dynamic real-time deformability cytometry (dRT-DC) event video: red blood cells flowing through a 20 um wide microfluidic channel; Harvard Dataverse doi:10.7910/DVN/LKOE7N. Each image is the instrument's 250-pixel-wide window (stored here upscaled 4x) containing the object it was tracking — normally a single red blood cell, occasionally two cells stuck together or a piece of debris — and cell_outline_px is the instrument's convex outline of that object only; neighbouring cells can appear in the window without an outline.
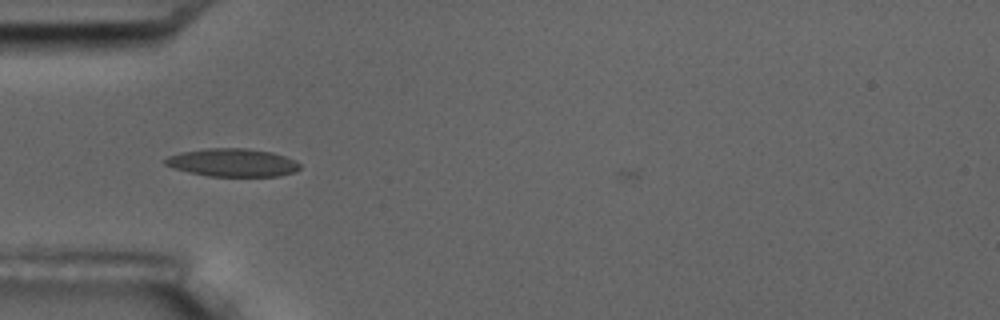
{"species": "common noctule bat (a hibernating species)", "species_latin": "Nyctalus noctula", "temperature_condition": "room temperature", "stored_images_in_passage": 3, "camera_frame_rate_fps": 3000, "um_per_image_px": 0.085, "animal": {"sex": "male", "body_mass_g": 17.5, "forearm_length_mm": 52.3}, "frame": {"image": 1, "passage_image": 3, "time_ms": 2.333, "image_size_px": [1000, 320], "cell_outline_px": [[300, 168], [296, 172], [280, 176], [208, 176], [188, 172], [172, 168], [164, 164], [164, 160], [168, 156], [180, 152], [208, 148], [248, 148], [272, 152], [284, 156], [300, 164]], "centroid_in_image_um": [19.75, 13.82], "position_along_channel_um": 65.3, "area_um2": 22.08}}